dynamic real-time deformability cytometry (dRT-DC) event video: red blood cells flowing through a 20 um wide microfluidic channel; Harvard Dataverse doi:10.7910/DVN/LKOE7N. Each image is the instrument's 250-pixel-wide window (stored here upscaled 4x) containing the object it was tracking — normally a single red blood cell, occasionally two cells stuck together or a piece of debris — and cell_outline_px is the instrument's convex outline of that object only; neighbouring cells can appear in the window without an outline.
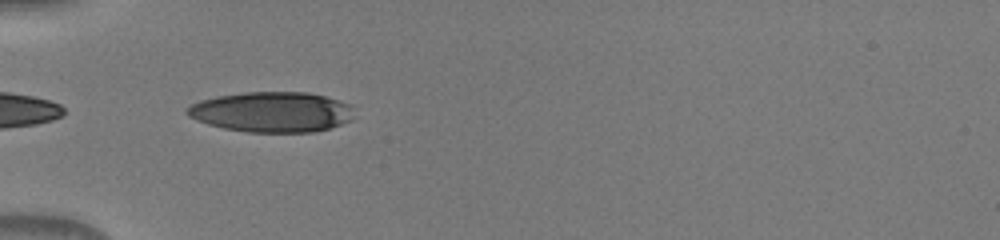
{"species": "human", "species_latin": "Homo sapiens", "temperature_condition": "warm", "stored_images_in_passage": 33, "camera_frame_rate_fps": 3000, "um_per_image_px": 0.085, "donor": {"sex": "male"}, "frame": {"image": 1, "passage_image": 1, "time_ms": 0.0, "image_size_px": [1000, 240], "cell_outline_px": [[352, 120], [316, 132], [248, 132], [224, 128], [208, 124], [196, 120], [188, 116], [184, 112], [184, 108], [200, 100], [216, 96], [244, 92], [308, 92], [324, 96], [352, 104]], "centroid_in_image_um": [23.07, 9.51], "position_along_channel_um": 61.9, "area_um2": 39.42}}